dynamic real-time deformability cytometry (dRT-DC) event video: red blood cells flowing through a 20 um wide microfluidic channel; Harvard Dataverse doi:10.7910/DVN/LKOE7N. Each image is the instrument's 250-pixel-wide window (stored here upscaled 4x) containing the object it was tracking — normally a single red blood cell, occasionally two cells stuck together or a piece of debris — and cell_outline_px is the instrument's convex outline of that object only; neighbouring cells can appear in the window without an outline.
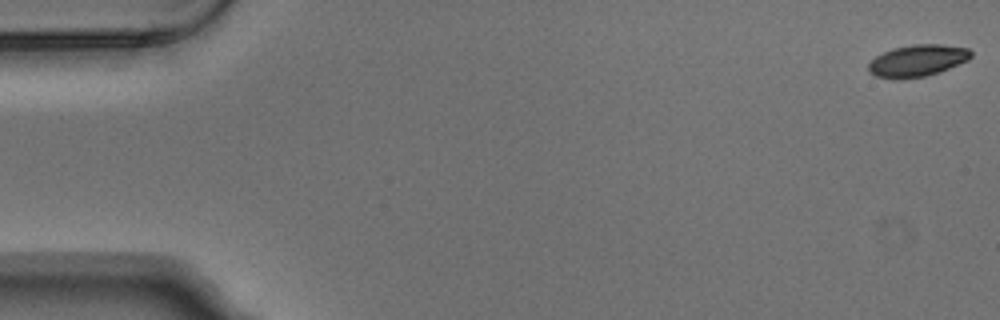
{"species": "Egyptian fruit bat (a non-hibernating species)", "species_latin": "Rousettus aegyptiacus", "temperature_condition": "warm", "stored_images_in_passage": 5, "camera_frame_rate_fps": 3000, "um_per_image_px": 0.085, "animal": {"sex": "male"}, "frame": {"image": 1, "passage_image": 1, "time_ms": 0.0, "image_size_px": [1000, 320], "cell_outline_px": [[972, 56], [968, 60], [940, 72], [924, 76], [896, 80], [876, 76], [868, 72], [868, 64], [876, 56], [892, 48], [912, 44], [944, 44], [968, 48], [972, 52]], "centroid_in_image_um": [77.98, 5.15], "position_along_channel_um": 7.0, "area_um2": 19.19}}
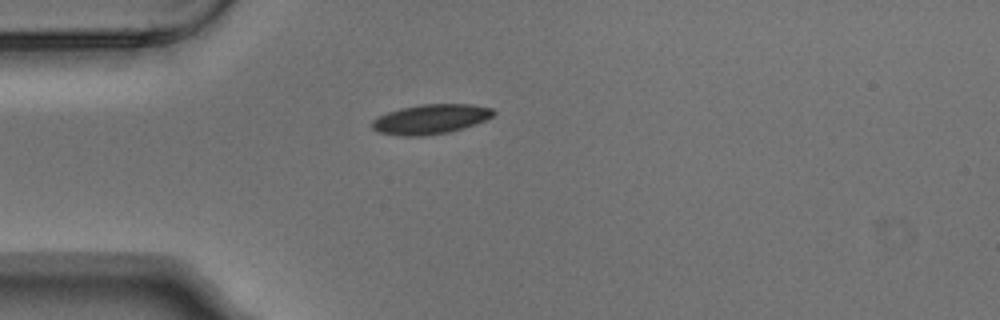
{"frame": {"image": 2, "passage_image": 5, "time_ms": 1.333, "image_size_px": [1000, 320], "cell_outline_px": [[496, 112], [492, 116], [484, 120], [464, 128], [448, 132], [420, 136], [404, 136], [380, 132], [372, 128], [372, 120], [376, 116], [400, 108], [420, 104], [472, 104], [492, 108]], "centroid_in_image_um": [36.59, 10.11], "position_along_channel_um": 48.4, "area_um2": 20.92}}